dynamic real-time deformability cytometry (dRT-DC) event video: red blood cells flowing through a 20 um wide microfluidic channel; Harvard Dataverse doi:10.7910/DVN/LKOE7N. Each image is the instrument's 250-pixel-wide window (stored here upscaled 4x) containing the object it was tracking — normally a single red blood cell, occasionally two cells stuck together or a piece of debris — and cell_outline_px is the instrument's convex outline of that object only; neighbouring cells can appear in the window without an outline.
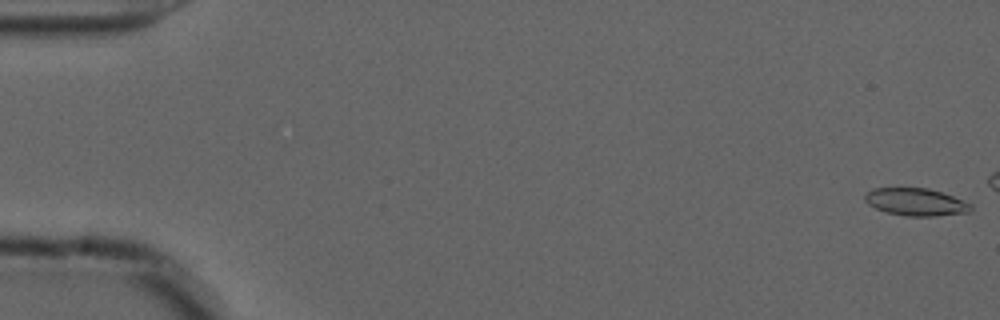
{"species": "common noctule bat (a hibernating species)", "species_latin": "Nyctalus noctula", "temperature_condition": "cold", "stored_images_in_passage": 46, "camera_frame_rate_fps": 3000, "um_per_image_px": 0.085, "animal": {"sex": "male", "forearm_length_mm": 52.5}, "frame": {"image": 1, "passage_image": 1, "time_ms": 0.0, "image_size_px": [1000, 320], "cell_outline_px": [[972, 208], [968, 212], [936, 216], [908, 216], [888, 212], [876, 208], [868, 204], [864, 200], [864, 196], [872, 188], [928, 188], [952, 196], [972, 204]], "centroid_in_image_um": [77.84, 17.16], "position_along_channel_um": 7.2, "area_um2": 16.76}}
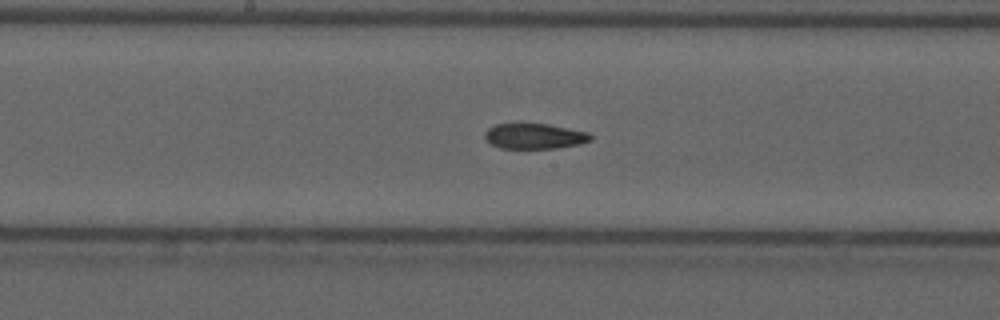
{"frame": {"image": 2, "passage_image": 29, "time_ms": 9.333, "image_size_px": [1000, 320], "cell_outline_px": [[592, 140], [580, 144], [556, 148], [500, 148], [492, 144], [484, 136], [484, 132], [488, 128], [496, 124], [548, 124], [588, 132], [592, 136]], "centroid_in_image_um": [45.45, 11.57], "position_along_channel_um": 202.8, "area_um2": 15.55}}
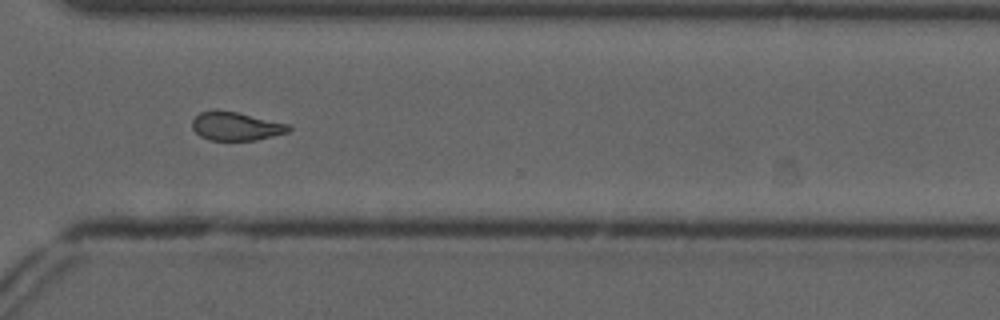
{"frame": {"image": 3, "passage_image": 41, "time_ms": 13.333, "image_size_px": [1000, 320], "cell_outline_px": [[292, 128], [288, 132], [256, 140], [208, 140], [200, 136], [192, 128], [192, 120], [200, 112], [216, 108], [236, 112], [288, 124]], "centroid_in_image_um": [20.01, 10.72], "position_along_channel_um": 350.6, "area_um2": 16.07}}